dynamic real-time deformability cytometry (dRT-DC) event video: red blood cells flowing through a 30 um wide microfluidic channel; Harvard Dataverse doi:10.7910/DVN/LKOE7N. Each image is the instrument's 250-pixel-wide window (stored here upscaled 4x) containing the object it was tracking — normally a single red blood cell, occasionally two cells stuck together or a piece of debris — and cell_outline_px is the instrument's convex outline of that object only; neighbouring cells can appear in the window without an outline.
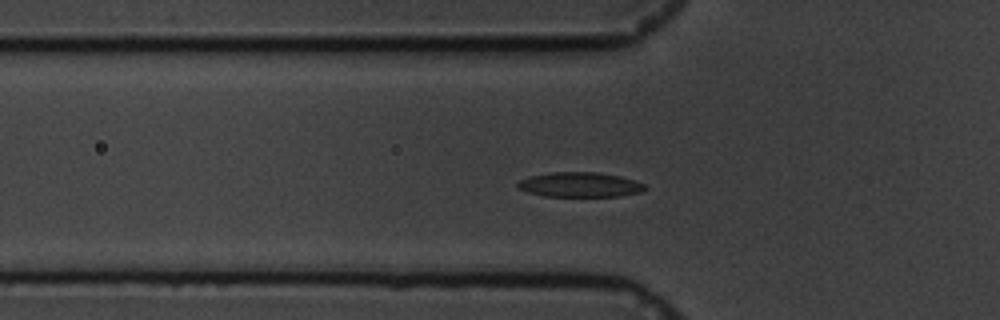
{"species": "common noctule bat (a hibernating species)", "species_latin": "Nyctalus noctula", "temperature_condition": "cold", "stored_images_in_passage": 57, "camera_frame_rate_fps": 3000, "um_per_image_px": 0.085, "animal": {"sex": "male", "body_mass_g": 19.5, "forearm_length_mm": 54.6}, "frame": {"image": 1, "passage_image": 16, "time_ms": 5.0, "image_size_px": [1000, 320], "cell_outline_px": [[648, 188], [644, 192], [620, 196], [544, 196], [528, 192], [520, 188], [516, 184], [520, 180], [528, 176], [548, 172], [600, 172], [620, 176], [636, 180], [644, 184]], "centroid_in_image_um": [49.34, 15.69], "position_along_channel_um": 76.5, "area_um2": 18.61}}
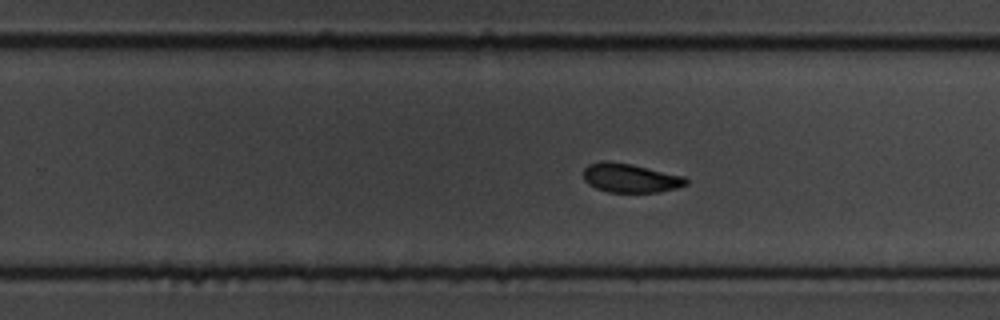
{"frame": {"image": 2, "passage_image": 34, "time_ms": 11.0, "image_size_px": [1000, 320], "cell_outline_px": [[688, 184], [676, 188], [660, 192], [608, 192], [596, 188], [588, 184], [584, 180], [584, 168], [588, 164], [604, 160], [608, 160], [632, 164], [684, 176], [688, 180]], "centroid_in_image_um": [53.57, 15.12], "position_along_channel_um": 276.2, "area_um2": 17.46}}
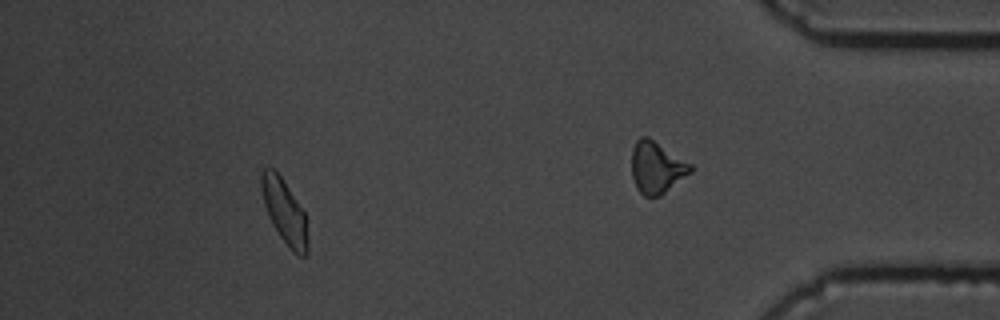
{"frame": {"image": 3, "passage_image": 51, "time_ms": 16.667, "image_size_px": [1000, 320], "cell_outline_px": [[308, 252], [304, 256], [296, 256], [288, 248], [272, 224], [268, 216], [264, 204], [260, 188], [260, 172], [268, 164], [280, 176], [304, 212], [308, 240]], "centroid_in_image_um": [24.15, 17.99], "position_along_channel_um": 411.0, "area_um2": 17.46}, "authors_computed_cell_mechanics": {"area_um2": 17.7446, "velocity_mm_per_s": 3.3318, "shape_relaxation_time_tau1_ms": 2.8864, "shape_relaxation_time_tau2_ms": 3.3917, "deformation_change_tau1": 0.1131, "deformation_change_tau2": 0.0549}}